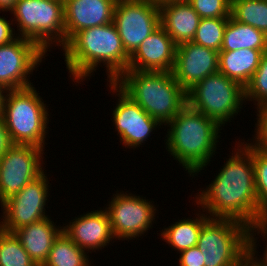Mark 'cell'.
<instances>
[{
    "label": "cell",
    "instance_id": "obj_28",
    "mask_svg": "<svg viewBox=\"0 0 267 266\" xmlns=\"http://www.w3.org/2000/svg\"><path fill=\"white\" fill-rule=\"evenodd\" d=\"M240 144L252 155L258 209L267 215V152L254 149L245 141Z\"/></svg>",
    "mask_w": 267,
    "mask_h": 266
},
{
    "label": "cell",
    "instance_id": "obj_6",
    "mask_svg": "<svg viewBox=\"0 0 267 266\" xmlns=\"http://www.w3.org/2000/svg\"><path fill=\"white\" fill-rule=\"evenodd\" d=\"M10 13L18 37L33 40L46 53L52 45H65L63 0H17Z\"/></svg>",
    "mask_w": 267,
    "mask_h": 266
},
{
    "label": "cell",
    "instance_id": "obj_9",
    "mask_svg": "<svg viewBox=\"0 0 267 266\" xmlns=\"http://www.w3.org/2000/svg\"><path fill=\"white\" fill-rule=\"evenodd\" d=\"M43 151L34 145L13 144L1 155L0 205L45 172Z\"/></svg>",
    "mask_w": 267,
    "mask_h": 266
},
{
    "label": "cell",
    "instance_id": "obj_10",
    "mask_svg": "<svg viewBox=\"0 0 267 266\" xmlns=\"http://www.w3.org/2000/svg\"><path fill=\"white\" fill-rule=\"evenodd\" d=\"M114 195L105 210L115 240H132L133 237L145 235L156 219L157 209L154 203L124 191H118Z\"/></svg>",
    "mask_w": 267,
    "mask_h": 266
},
{
    "label": "cell",
    "instance_id": "obj_5",
    "mask_svg": "<svg viewBox=\"0 0 267 266\" xmlns=\"http://www.w3.org/2000/svg\"><path fill=\"white\" fill-rule=\"evenodd\" d=\"M35 87L6 90L0 118L13 144L45 148L49 112Z\"/></svg>",
    "mask_w": 267,
    "mask_h": 266
},
{
    "label": "cell",
    "instance_id": "obj_1",
    "mask_svg": "<svg viewBox=\"0 0 267 266\" xmlns=\"http://www.w3.org/2000/svg\"><path fill=\"white\" fill-rule=\"evenodd\" d=\"M231 154L194 202L210 218H231L249 226L263 215L258 209L252 155L239 142Z\"/></svg>",
    "mask_w": 267,
    "mask_h": 266
},
{
    "label": "cell",
    "instance_id": "obj_15",
    "mask_svg": "<svg viewBox=\"0 0 267 266\" xmlns=\"http://www.w3.org/2000/svg\"><path fill=\"white\" fill-rule=\"evenodd\" d=\"M219 52L194 42L176 47L172 74L187 92L205 77L218 72Z\"/></svg>",
    "mask_w": 267,
    "mask_h": 266
},
{
    "label": "cell",
    "instance_id": "obj_14",
    "mask_svg": "<svg viewBox=\"0 0 267 266\" xmlns=\"http://www.w3.org/2000/svg\"><path fill=\"white\" fill-rule=\"evenodd\" d=\"M110 91L118 98L112 119L120 142L125 148H138L150 137V133L162 124L148 115L136 102L126 95L114 82H109ZM155 128V129H154Z\"/></svg>",
    "mask_w": 267,
    "mask_h": 266
},
{
    "label": "cell",
    "instance_id": "obj_33",
    "mask_svg": "<svg viewBox=\"0 0 267 266\" xmlns=\"http://www.w3.org/2000/svg\"><path fill=\"white\" fill-rule=\"evenodd\" d=\"M179 256V266H204L202 251L197 246L181 251Z\"/></svg>",
    "mask_w": 267,
    "mask_h": 266
},
{
    "label": "cell",
    "instance_id": "obj_35",
    "mask_svg": "<svg viewBox=\"0 0 267 266\" xmlns=\"http://www.w3.org/2000/svg\"><path fill=\"white\" fill-rule=\"evenodd\" d=\"M12 145L13 142L11 141L6 125L0 118V155H3Z\"/></svg>",
    "mask_w": 267,
    "mask_h": 266
},
{
    "label": "cell",
    "instance_id": "obj_29",
    "mask_svg": "<svg viewBox=\"0 0 267 266\" xmlns=\"http://www.w3.org/2000/svg\"><path fill=\"white\" fill-rule=\"evenodd\" d=\"M245 100L253 101L257 107L267 104V51L263 54L257 70L245 87Z\"/></svg>",
    "mask_w": 267,
    "mask_h": 266
},
{
    "label": "cell",
    "instance_id": "obj_21",
    "mask_svg": "<svg viewBox=\"0 0 267 266\" xmlns=\"http://www.w3.org/2000/svg\"><path fill=\"white\" fill-rule=\"evenodd\" d=\"M264 52L255 49L220 51L218 72L246 87L257 70Z\"/></svg>",
    "mask_w": 267,
    "mask_h": 266
},
{
    "label": "cell",
    "instance_id": "obj_12",
    "mask_svg": "<svg viewBox=\"0 0 267 266\" xmlns=\"http://www.w3.org/2000/svg\"><path fill=\"white\" fill-rule=\"evenodd\" d=\"M46 175L43 173L1 204L3 215L0 229L14 233L21 227L49 216L45 213L46 202L49 200L47 197L50 196L49 180Z\"/></svg>",
    "mask_w": 267,
    "mask_h": 266
},
{
    "label": "cell",
    "instance_id": "obj_18",
    "mask_svg": "<svg viewBox=\"0 0 267 266\" xmlns=\"http://www.w3.org/2000/svg\"><path fill=\"white\" fill-rule=\"evenodd\" d=\"M65 44L79 31L113 22L117 0H63Z\"/></svg>",
    "mask_w": 267,
    "mask_h": 266
},
{
    "label": "cell",
    "instance_id": "obj_27",
    "mask_svg": "<svg viewBox=\"0 0 267 266\" xmlns=\"http://www.w3.org/2000/svg\"><path fill=\"white\" fill-rule=\"evenodd\" d=\"M228 20L229 17L201 18L192 42L220 52Z\"/></svg>",
    "mask_w": 267,
    "mask_h": 266
},
{
    "label": "cell",
    "instance_id": "obj_19",
    "mask_svg": "<svg viewBox=\"0 0 267 266\" xmlns=\"http://www.w3.org/2000/svg\"><path fill=\"white\" fill-rule=\"evenodd\" d=\"M159 10L160 25L176 45L193 40L201 17L186 0L164 2Z\"/></svg>",
    "mask_w": 267,
    "mask_h": 266
},
{
    "label": "cell",
    "instance_id": "obj_22",
    "mask_svg": "<svg viewBox=\"0 0 267 266\" xmlns=\"http://www.w3.org/2000/svg\"><path fill=\"white\" fill-rule=\"evenodd\" d=\"M255 49L267 51V35L250 25L240 23L231 16L224 32L221 51Z\"/></svg>",
    "mask_w": 267,
    "mask_h": 266
},
{
    "label": "cell",
    "instance_id": "obj_24",
    "mask_svg": "<svg viewBox=\"0 0 267 266\" xmlns=\"http://www.w3.org/2000/svg\"><path fill=\"white\" fill-rule=\"evenodd\" d=\"M87 254L62 232L54 241L43 266H91Z\"/></svg>",
    "mask_w": 267,
    "mask_h": 266
},
{
    "label": "cell",
    "instance_id": "obj_26",
    "mask_svg": "<svg viewBox=\"0 0 267 266\" xmlns=\"http://www.w3.org/2000/svg\"><path fill=\"white\" fill-rule=\"evenodd\" d=\"M0 266H37L14 233L0 229Z\"/></svg>",
    "mask_w": 267,
    "mask_h": 266
},
{
    "label": "cell",
    "instance_id": "obj_8",
    "mask_svg": "<svg viewBox=\"0 0 267 266\" xmlns=\"http://www.w3.org/2000/svg\"><path fill=\"white\" fill-rule=\"evenodd\" d=\"M186 95L189 107L214 120L220 127L230 123L246 102L245 88L220 72L205 77Z\"/></svg>",
    "mask_w": 267,
    "mask_h": 266
},
{
    "label": "cell",
    "instance_id": "obj_36",
    "mask_svg": "<svg viewBox=\"0 0 267 266\" xmlns=\"http://www.w3.org/2000/svg\"><path fill=\"white\" fill-rule=\"evenodd\" d=\"M17 0H0V11L11 12L16 4Z\"/></svg>",
    "mask_w": 267,
    "mask_h": 266
},
{
    "label": "cell",
    "instance_id": "obj_16",
    "mask_svg": "<svg viewBox=\"0 0 267 266\" xmlns=\"http://www.w3.org/2000/svg\"><path fill=\"white\" fill-rule=\"evenodd\" d=\"M177 45L160 25L130 56L127 70L172 71Z\"/></svg>",
    "mask_w": 267,
    "mask_h": 266
},
{
    "label": "cell",
    "instance_id": "obj_3",
    "mask_svg": "<svg viewBox=\"0 0 267 266\" xmlns=\"http://www.w3.org/2000/svg\"><path fill=\"white\" fill-rule=\"evenodd\" d=\"M166 126V150L190 176H198L214 158L222 127L188 105Z\"/></svg>",
    "mask_w": 267,
    "mask_h": 266
},
{
    "label": "cell",
    "instance_id": "obj_30",
    "mask_svg": "<svg viewBox=\"0 0 267 266\" xmlns=\"http://www.w3.org/2000/svg\"><path fill=\"white\" fill-rule=\"evenodd\" d=\"M262 235L265 239H267V215H262L257 220H255L251 225L248 226L247 231V261L252 266H267V244L263 253V258L257 257L256 251V242L258 237H254V235ZM267 241V240H266ZM267 243V242H266ZM256 255V256H255Z\"/></svg>",
    "mask_w": 267,
    "mask_h": 266
},
{
    "label": "cell",
    "instance_id": "obj_37",
    "mask_svg": "<svg viewBox=\"0 0 267 266\" xmlns=\"http://www.w3.org/2000/svg\"><path fill=\"white\" fill-rule=\"evenodd\" d=\"M5 93H6V90L0 85V114L2 112V105H3Z\"/></svg>",
    "mask_w": 267,
    "mask_h": 266
},
{
    "label": "cell",
    "instance_id": "obj_17",
    "mask_svg": "<svg viewBox=\"0 0 267 266\" xmlns=\"http://www.w3.org/2000/svg\"><path fill=\"white\" fill-rule=\"evenodd\" d=\"M63 233L88 253L90 250L95 252L104 249L115 239L108 214L101 208L70 220L69 224L63 227Z\"/></svg>",
    "mask_w": 267,
    "mask_h": 266
},
{
    "label": "cell",
    "instance_id": "obj_13",
    "mask_svg": "<svg viewBox=\"0 0 267 266\" xmlns=\"http://www.w3.org/2000/svg\"><path fill=\"white\" fill-rule=\"evenodd\" d=\"M46 55L36 42L23 37L0 45V85L5 90L34 86L29 76Z\"/></svg>",
    "mask_w": 267,
    "mask_h": 266
},
{
    "label": "cell",
    "instance_id": "obj_20",
    "mask_svg": "<svg viewBox=\"0 0 267 266\" xmlns=\"http://www.w3.org/2000/svg\"><path fill=\"white\" fill-rule=\"evenodd\" d=\"M50 218L46 217L28 224L14 232L37 266H43L48 259L54 241L63 232V226L58 225L57 227Z\"/></svg>",
    "mask_w": 267,
    "mask_h": 266
},
{
    "label": "cell",
    "instance_id": "obj_32",
    "mask_svg": "<svg viewBox=\"0 0 267 266\" xmlns=\"http://www.w3.org/2000/svg\"><path fill=\"white\" fill-rule=\"evenodd\" d=\"M257 109V122L255 124L256 128H255V134H254V140L253 142H248L249 140H247V144L254 148L257 149L259 151H265L267 152V104L259 106V107H255Z\"/></svg>",
    "mask_w": 267,
    "mask_h": 266
},
{
    "label": "cell",
    "instance_id": "obj_38",
    "mask_svg": "<svg viewBox=\"0 0 267 266\" xmlns=\"http://www.w3.org/2000/svg\"><path fill=\"white\" fill-rule=\"evenodd\" d=\"M149 1L160 5V4L164 3V2L178 1V0H149Z\"/></svg>",
    "mask_w": 267,
    "mask_h": 266
},
{
    "label": "cell",
    "instance_id": "obj_25",
    "mask_svg": "<svg viewBox=\"0 0 267 266\" xmlns=\"http://www.w3.org/2000/svg\"><path fill=\"white\" fill-rule=\"evenodd\" d=\"M230 16L267 35V0H231Z\"/></svg>",
    "mask_w": 267,
    "mask_h": 266
},
{
    "label": "cell",
    "instance_id": "obj_34",
    "mask_svg": "<svg viewBox=\"0 0 267 266\" xmlns=\"http://www.w3.org/2000/svg\"><path fill=\"white\" fill-rule=\"evenodd\" d=\"M10 21L3 17V15L2 17L0 16V45L8 44L18 37L16 34L17 31L11 26L14 22Z\"/></svg>",
    "mask_w": 267,
    "mask_h": 266
},
{
    "label": "cell",
    "instance_id": "obj_7",
    "mask_svg": "<svg viewBox=\"0 0 267 266\" xmlns=\"http://www.w3.org/2000/svg\"><path fill=\"white\" fill-rule=\"evenodd\" d=\"M248 226L231 218H209L201 228L197 247L204 266H243L247 261Z\"/></svg>",
    "mask_w": 267,
    "mask_h": 266
},
{
    "label": "cell",
    "instance_id": "obj_39",
    "mask_svg": "<svg viewBox=\"0 0 267 266\" xmlns=\"http://www.w3.org/2000/svg\"><path fill=\"white\" fill-rule=\"evenodd\" d=\"M243 266H252L248 261H246Z\"/></svg>",
    "mask_w": 267,
    "mask_h": 266
},
{
    "label": "cell",
    "instance_id": "obj_23",
    "mask_svg": "<svg viewBox=\"0 0 267 266\" xmlns=\"http://www.w3.org/2000/svg\"><path fill=\"white\" fill-rule=\"evenodd\" d=\"M193 218L180 219L167 228L162 229L159 234L162 240L169 244L172 249L179 253L183 250L197 246L202 225L210 218L206 213H195Z\"/></svg>",
    "mask_w": 267,
    "mask_h": 266
},
{
    "label": "cell",
    "instance_id": "obj_11",
    "mask_svg": "<svg viewBox=\"0 0 267 266\" xmlns=\"http://www.w3.org/2000/svg\"><path fill=\"white\" fill-rule=\"evenodd\" d=\"M113 23L126 52L131 56L160 26L159 4L149 0H117Z\"/></svg>",
    "mask_w": 267,
    "mask_h": 266
},
{
    "label": "cell",
    "instance_id": "obj_4",
    "mask_svg": "<svg viewBox=\"0 0 267 266\" xmlns=\"http://www.w3.org/2000/svg\"><path fill=\"white\" fill-rule=\"evenodd\" d=\"M114 83L164 126L187 105L186 91L171 71L126 70Z\"/></svg>",
    "mask_w": 267,
    "mask_h": 266
},
{
    "label": "cell",
    "instance_id": "obj_2",
    "mask_svg": "<svg viewBox=\"0 0 267 266\" xmlns=\"http://www.w3.org/2000/svg\"><path fill=\"white\" fill-rule=\"evenodd\" d=\"M61 50L74 83L83 82L102 64L106 67V80L115 82L128 69L130 61L113 22L77 32Z\"/></svg>",
    "mask_w": 267,
    "mask_h": 266
},
{
    "label": "cell",
    "instance_id": "obj_31",
    "mask_svg": "<svg viewBox=\"0 0 267 266\" xmlns=\"http://www.w3.org/2000/svg\"><path fill=\"white\" fill-rule=\"evenodd\" d=\"M201 18L230 17L231 0H186Z\"/></svg>",
    "mask_w": 267,
    "mask_h": 266
}]
</instances>
